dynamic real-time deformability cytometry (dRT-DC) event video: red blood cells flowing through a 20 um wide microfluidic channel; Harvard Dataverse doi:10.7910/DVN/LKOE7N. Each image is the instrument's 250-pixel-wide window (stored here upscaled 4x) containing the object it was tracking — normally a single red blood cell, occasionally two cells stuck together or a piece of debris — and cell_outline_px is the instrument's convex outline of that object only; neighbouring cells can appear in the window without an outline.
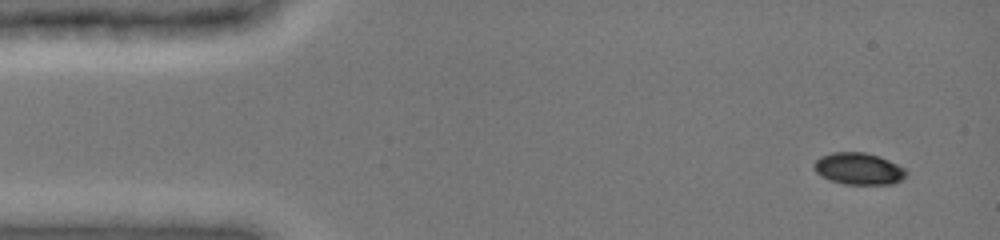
{"species": "common noctule bat (a hibernating species)", "species_latin": "Nyctalus noctula", "temperature_condition": "cold", "stored_images_in_passage": 5, "camera_frame_rate_fps": 3000, "um_per_image_px": 0.085, "animal": {"sex": "female", "body_mass_g": 19.0, "forearm_length_mm": 51.5}, "frame": {"image": 1, "passage_image": 1, "time_ms": 0.0, "image_size_px": [1000, 240], "cell_outline_px": [[908, 176], [892, 184], [844, 184], [828, 180], [820, 176], [812, 168], [812, 164], [820, 156], [832, 152], [864, 152], [888, 160], [904, 168], [908, 172]], "centroid_in_image_um": [72.94, 14.35], "position_along_channel_um": 12.1, "area_um2": 17.22}}
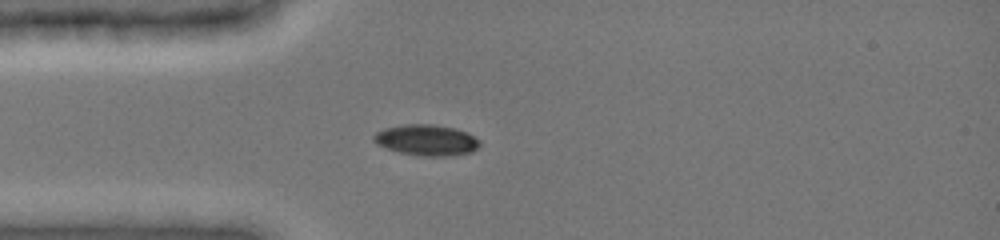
{"frame": {"image": 2, "passage_image": 5, "time_ms": 3.333, "image_size_px": [1000, 240], "cell_outline_px": [[480, 144], [472, 152], [452, 156], [424, 156], [400, 152], [376, 144], [372, 140], [372, 136], [376, 132], [384, 128], [404, 124], [432, 124], [456, 128], [468, 132], [480, 140]], "centroid_in_image_um": [36.26, 11.9], "position_along_channel_um": 48.7, "area_um2": 19.25}}